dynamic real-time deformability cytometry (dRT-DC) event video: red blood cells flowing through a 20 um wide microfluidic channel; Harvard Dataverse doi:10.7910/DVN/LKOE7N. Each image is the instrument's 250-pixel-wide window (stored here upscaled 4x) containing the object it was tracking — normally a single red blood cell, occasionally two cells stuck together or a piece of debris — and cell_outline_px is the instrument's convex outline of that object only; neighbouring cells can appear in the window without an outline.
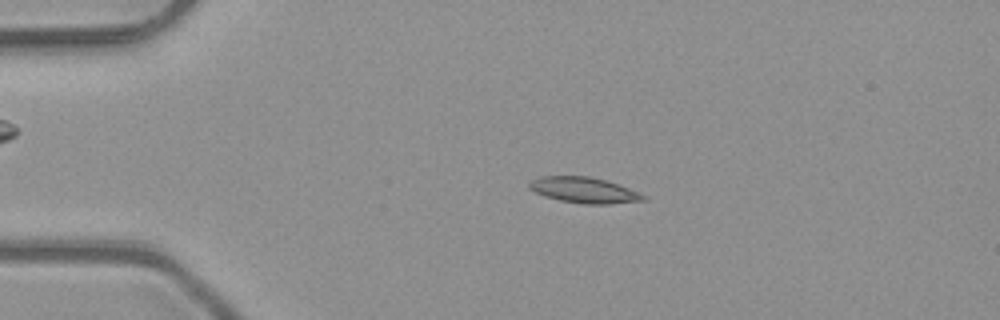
{"species": "common noctule bat (a hibernating species)", "species_latin": "Nyctalus noctula", "temperature_condition": "room temperature", "stored_images_in_passage": 45, "camera_frame_rate_fps": 3000, "um_per_image_px": 0.085, "animal": {"sex": "male", "body_mass_g": 23.1, "forearm_length_mm": 52.7}, "frame": {"image": 1, "passage_image": 11, "time_ms": 3.333, "image_size_px": [1000, 320], "cell_outline_px": [[648, 200], [608, 204], [584, 204], [560, 200], [544, 196], [528, 188], [528, 184], [532, 180], [540, 176], [588, 176], [620, 184], [648, 196]], "centroid_in_image_um": [49.68, 16.16], "position_along_channel_um": 35.3, "area_um2": 17.22}}
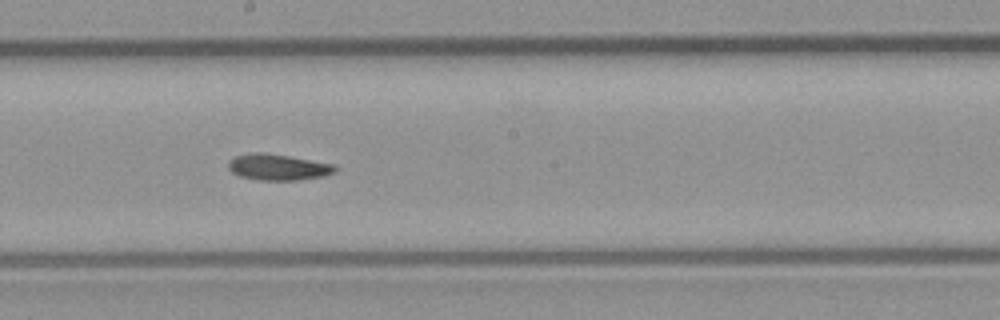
{"frame": {"image": 2, "passage_image": 28, "time_ms": 9.0, "image_size_px": [1000, 320], "cell_outline_px": [[336, 172], [320, 176], [296, 180], [256, 180], [240, 176], [232, 172], [228, 168], [228, 160], [236, 156], [252, 152], [264, 152], [336, 164]], "centroid_in_image_um": [23.6, 14.2], "position_along_channel_um": 224.6, "area_um2": 16.24}}
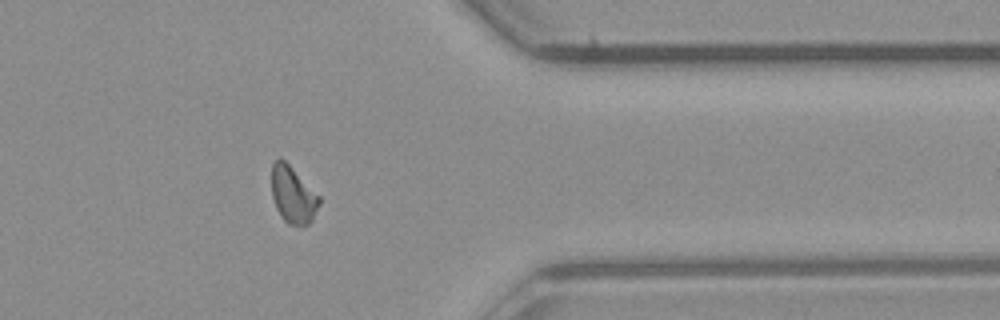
{"frame": {"image": 3, "passage_image": 41, "time_ms": 13.333, "image_size_px": [1000, 320], "cell_outline_px": [[320, 204], [312, 220], [308, 224], [288, 224], [280, 216], [276, 208], [272, 196], [272, 164], [280, 156], [320, 196]], "centroid_in_image_um": [24.9, 16.56], "position_along_channel_um": 386.5, "area_um2": 15.61}}